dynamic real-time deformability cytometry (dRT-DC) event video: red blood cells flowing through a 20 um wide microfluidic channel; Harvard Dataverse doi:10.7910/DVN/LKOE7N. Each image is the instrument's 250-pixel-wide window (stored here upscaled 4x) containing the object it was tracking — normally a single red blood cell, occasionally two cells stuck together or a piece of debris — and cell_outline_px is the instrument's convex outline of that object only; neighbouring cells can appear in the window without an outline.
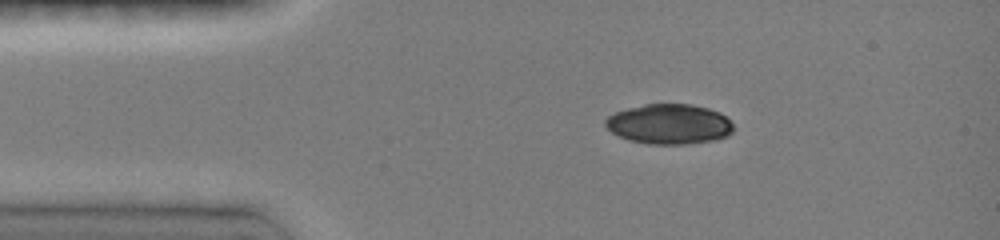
{"species": "common noctule bat (a hibernating species)", "species_latin": "Nyctalus noctula", "temperature_condition": "room temperature", "stored_images_in_passage": 23, "camera_frame_rate_fps": 3000, "um_per_image_px": 0.085, "animal": {"sex": "female", "body_mass_g": 19.0, "forearm_length_mm": 51.5}, "frame": {"image": 1, "passage_image": 6, "time_ms": 2.0, "image_size_px": [1000, 240], "cell_outline_px": [[732, 132], [716, 140], [684, 144], [648, 144], [628, 140], [612, 132], [604, 124], [604, 120], [608, 116], [616, 112], [628, 108], [644, 104], [692, 104], [708, 108], [720, 112], [732, 124]], "centroid_in_image_um": [56.86, 10.54], "position_along_channel_um": 28.1, "area_um2": 29.77}}
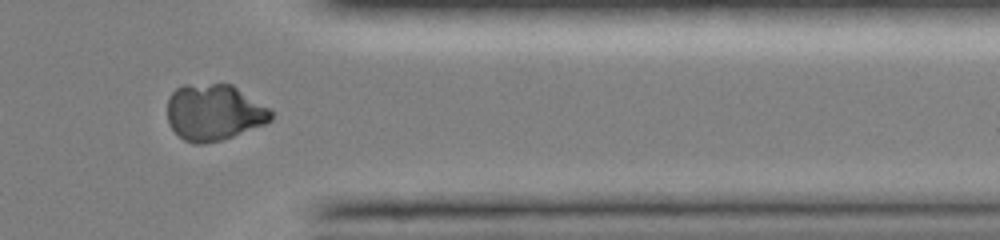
{"frame": {"image": 2, "passage_image": 20, "time_ms": 12.0, "image_size_px": [1000, 240], "cell_outline_px": [[272, 120], [264, 124], [232, 136], [220, 140], [204, 144], [196, 144], [184, 140], [168, 124], [168, 100], [172, 92], [176, 88], [184, 84], [232, 84], [268, 108], [272, 112]], "centroid_in_image_um": [18.17, 9.55], "position_along_channel_um": 393.2, "area_um2": 33.76}}
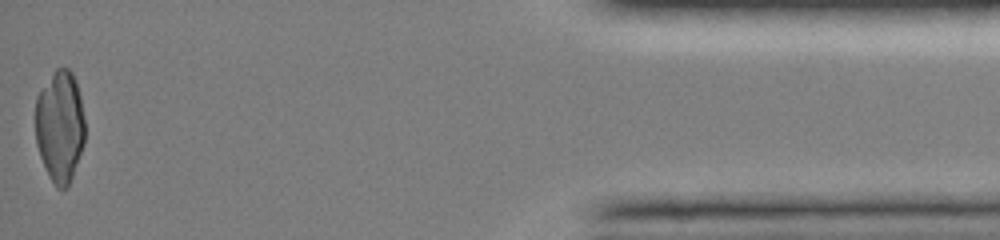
{"frame": {"image": 3, "passage_image": 23, "time_ms": 14.667, "image_size_px": [1000, 240], "cell_outline_px": [[84, 144], [68, 188], [56, 188], [48, 176], [40, 156], [36, 144], [36, 96], [56, 68], [68, 68], [72, 72], [76, 80], [80, 96], [84, 120]], "centroid_in_image_um": [5.09, 10.75], "position_along_channel_um": 430.1, "area_um2": 32.31}}